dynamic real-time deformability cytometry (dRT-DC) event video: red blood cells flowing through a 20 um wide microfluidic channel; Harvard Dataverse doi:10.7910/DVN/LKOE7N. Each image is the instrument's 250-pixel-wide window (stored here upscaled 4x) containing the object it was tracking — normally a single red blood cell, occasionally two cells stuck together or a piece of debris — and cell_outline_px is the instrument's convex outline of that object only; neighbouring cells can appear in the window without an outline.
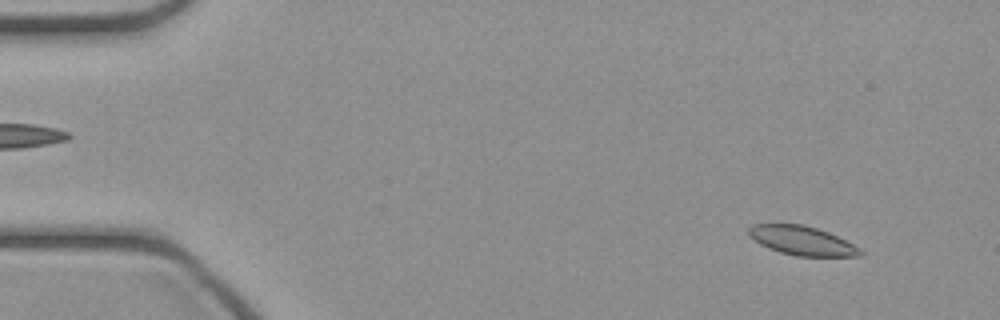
{"species": "common noctule bat (a hibernating species)", "species_latin": "Nyctalus noctula", "temperature_condition": "cold", "stored_images_in_passage": 47, "camera_frame_rate_fps": 3000, "um_per_image_px": 0.085, "animal": {"sex": "female", "body_mass_g": 21.9}, "frame": {"image": 1, "passage_image": 4, "time_ms": 1.0, "image_size_px": [1000, 320], "cell_outline_px": [[864, 256], [796, 256], [780, 252], [768, 248], [760, 244], [748, 236], [748, 228], [752, 224], [804, 224], [828, 232], [860, 248], [864, 252]], "centroid_in_image_um": [68.15, 20.45], "position_along_channel_um": 16.8, "area_um2": 18.9}}
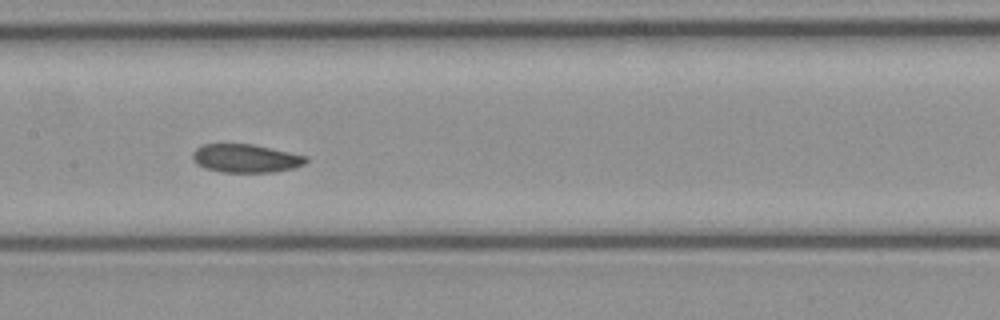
{"frame": {"image": 2, "passage_image": 23, "time_ms": 7.333, "image_size_px": [1000, 320], "cell_outline_px": [[308, 160], [304, 164], [292, 168], [272, 172], [224, 172], [204, 168], [196, 164], [192, 160], [192, 152], [196, 148], [204, 144], [252, 144], [308, 156]], "centroid_in_image_um": [20.86, 13.46], "position_along_channel_um": 186.5, "area_um2": 18.73}}
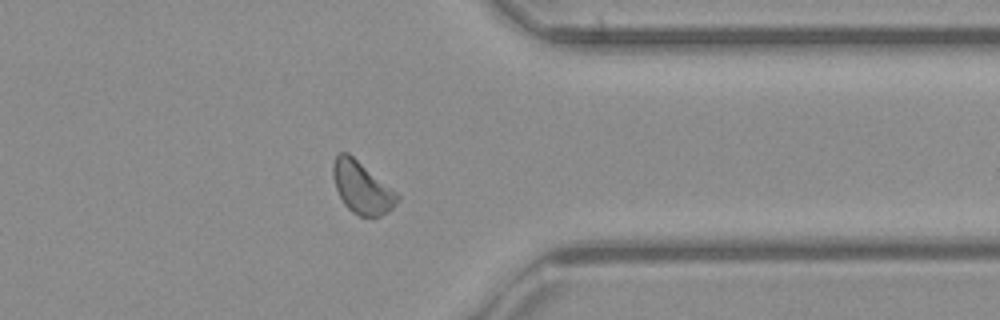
{"frame": {"image": 3, "passage_image": 37, "time_ms": 12.0, "image_size_px": [1000, 320], "cell_outline_px": [[400, 200], [388, 212], [380, 216], [360, 216], [352, 212], [344, 204], [336, 188], [332, 176], [332, 164], [336, 156], [340, 152], [348, 152], [396, 192], [400, 196]], "centroid_in_image_um": [30.75, 15.94], "position_along_channel_um": 380.7, "area_um2": 19.31}}